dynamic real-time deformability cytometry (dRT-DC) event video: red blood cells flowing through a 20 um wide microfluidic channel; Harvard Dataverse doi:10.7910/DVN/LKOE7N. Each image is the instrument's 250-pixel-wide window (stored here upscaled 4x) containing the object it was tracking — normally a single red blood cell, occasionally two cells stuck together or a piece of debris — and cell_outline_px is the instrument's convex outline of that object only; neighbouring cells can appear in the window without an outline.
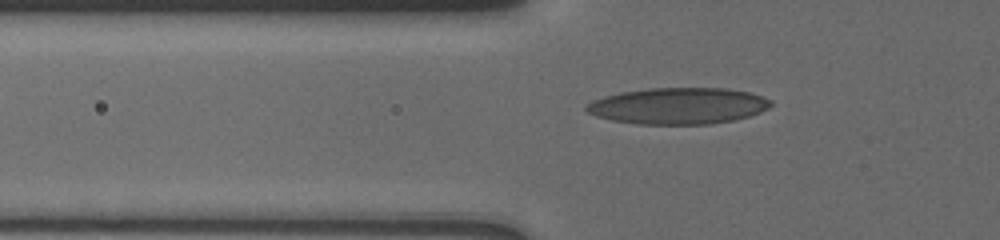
{"species": "human", "species_latin": "Homo sapiens", "temperature_condition": "cold", "stored_images_in_passage": 86, "camera_frame_rate_fps": 3000, "um_per_image_px": 0.085, "donor": {"sex": "male"}, "frame": {"image": 1, "passage_image": 22, "time_ms": 3.667, "image_size_px": [1000, 240], "cell_outline_px": [[772, 104], [768, 108], [760, 112], [748, 116], [732, 120], [708, 124], [636, 124], [612, 120], [596, 116], [588, 112], [584, 108], [592, 100], [604, 96], [620, 92], [652, 88], [724, 88], [748, 92], [772, 100]], "centroid_in_image_um": [57.63, 9.0], "position_along_channel_um": 68.2, "area_um2": 38.96}}
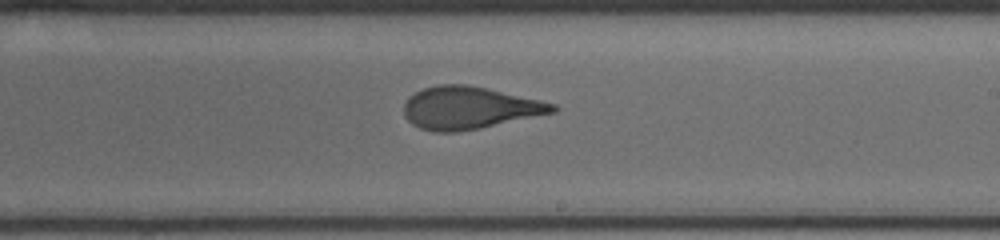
{"frame": {"image": 2, "passage_image": 51, "time_ms": 8.667, "image_size_px": [1000, 240], "cell_outline_px": [[560, 108], [556, 112], [456, 132], [436, 132], [420, 128], [412, 124], [408, 120], [404, 112], [404, 104], [408, 96], [424, 88], [436, 84], [468, 84], [488, 88], [540, 100], [556, 104]], "centroid_in_image_um": [39.88, 9.15], "position_along_channel_um": 249.1, "area_um2": 36.59}}
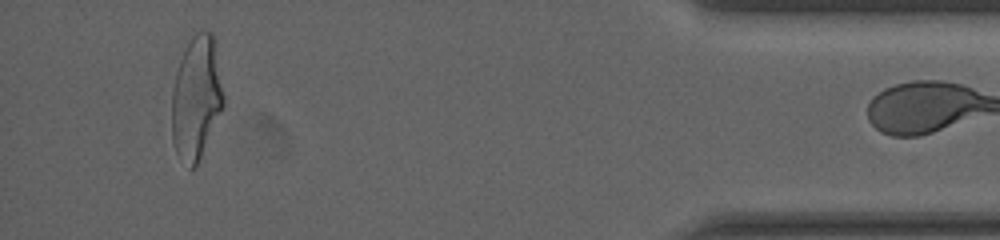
{"frame": {"image": 3, "passage_image": 84, "time_ms": 14.667, "image_size_px": [1000, 240], "cell_outline_px": [[224, 104], [200, 156], [196, 164], [192, 168], [176, 152], [172, 140], [172, 92], [176, 72], [180, 60], [192, 36], [196, 32], [212, 32], [224, 96]], "centroid_in_image_um": [16.67, 8.29], "position_along_channel_um": 418.5, "area_um2": 36.01}}